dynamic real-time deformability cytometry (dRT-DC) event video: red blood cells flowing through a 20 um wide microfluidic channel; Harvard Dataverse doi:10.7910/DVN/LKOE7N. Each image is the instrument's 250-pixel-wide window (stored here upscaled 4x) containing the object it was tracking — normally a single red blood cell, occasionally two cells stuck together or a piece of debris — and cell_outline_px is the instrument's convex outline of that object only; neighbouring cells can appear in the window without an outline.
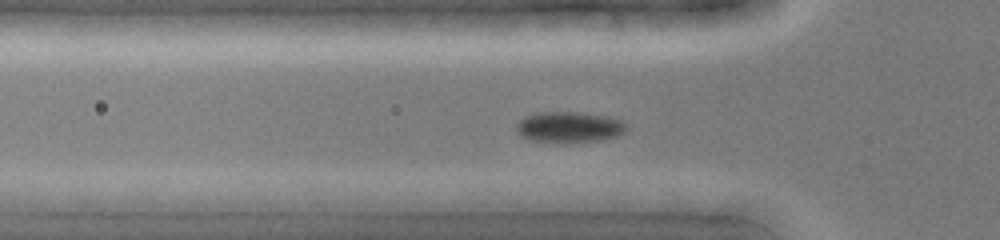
{"species": "common noctule bat (a hibernating species)", "species_latin": "Nyctalus noctula", "temperature_condition": "cold", "stored_images_in_passage": 43, "camera_frame_rate_fps": 3000, "um_per_image_px": 0.085, "animal": {"sex": "female", "body_mass_g": 19.0, "forearm_length_mm": 51.5}, "frame": {"image": 1, "passage_image": 14, "time_ms": 4.333, "image_size_px": [1000, 240], "cell_outline_px": [[628, 128], [624, 132], [616, 136], [596, 140], [532, 140], [520, 136], [516, 132], [516, 124], [524, 116], [536, 112], [576, 112], [608, 116], [620, 120]], "centroid_in_image_um": [48.34, 10.75], "position_along_channel_um": 77.5, "area_um2": 19.07}}
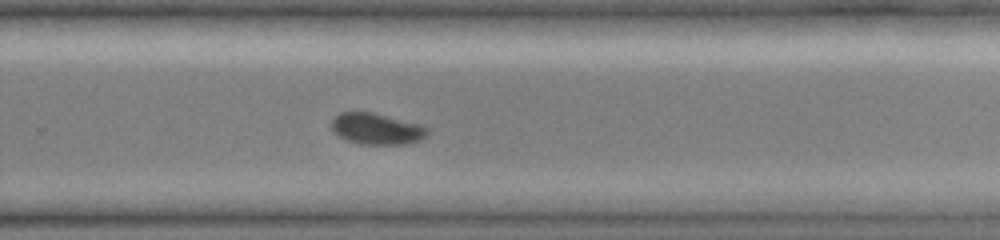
{"frame": {"image": 2, "passage_image": 29, "time_ms": 9.333, "image_size_px": [1000, 240], "cell_outline_px": [[428, 132], [420, 140], [404, 144], [360, 144], [348, 140], [340, 136], [332, 128], [332, 120], [340, 112], [372, 112], [420, 124], [428, 128]], "centroid_in_image_um": [32.02, 10.94], "position_along_channel_um": 297.8, "area_um2": 17.17}}
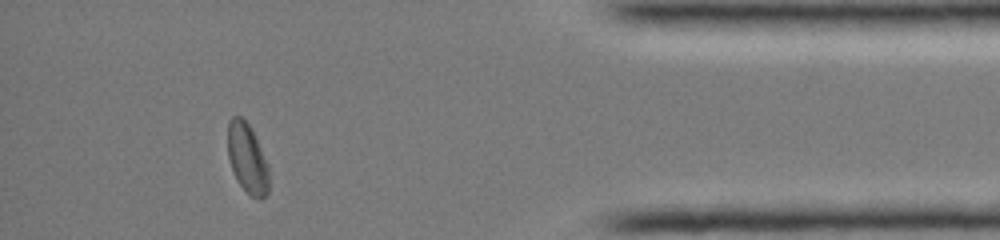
{"frame": {"image": 3, "passage_image": 39, "time_ms": 12.667, "image_size_px": [1000, 240], "cell_outline_px": [[268, 192], [260, 200], [256, 200], [236, 180], [228, 156], [228, 120], [232, 116], [240, 116], [248, 124], [268, 164]], "centroid_in_image_um": [21.01, 13.47], "position_along_channel_um": 414.2, "area_um2": 16.42}}